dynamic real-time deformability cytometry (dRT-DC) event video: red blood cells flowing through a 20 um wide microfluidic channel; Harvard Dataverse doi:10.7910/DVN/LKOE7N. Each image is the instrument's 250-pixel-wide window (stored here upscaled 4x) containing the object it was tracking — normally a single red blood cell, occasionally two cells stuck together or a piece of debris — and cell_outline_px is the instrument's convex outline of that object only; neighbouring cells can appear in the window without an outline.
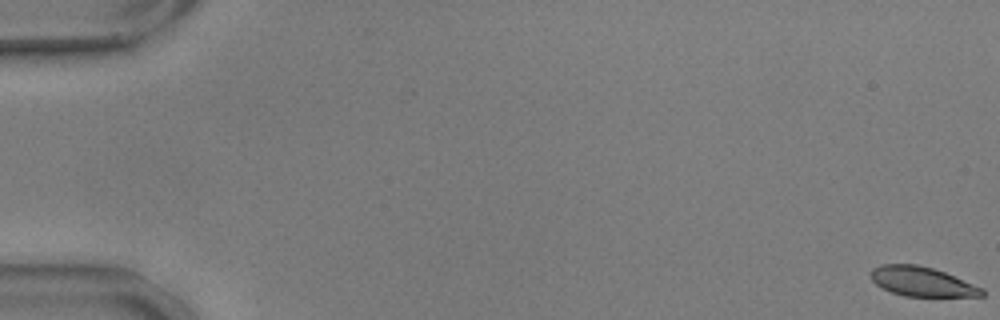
{"species": "common noctule bat (a hibernating species)", "species_latin": "Nyctalus noctula", "temperature_condition": "warm", "stored_images_in_passage": 58, "camera_frame_rate_fps": 3000, "um_per_image_px": 0.085, "animal": {"sex": "male", "body_mass_g": 17.9, "forearm_length_mm": 54.2}, "frame": {"image": 1, "passage_image": 1, "time_ms": 0.0, "image_size_px": [1000, 320], "cell_outline_px": [[984, 296], [904, 296], [892, 292], [876, 284], [872, 280], [868, 272], [872, 268], [880, 264], [916, 264], [932, 268], [944, 272], [984, 288]], "centroid_in_image_um": [78.34, 23.92], "position_along_channel_um": 6.7, "area_um2": 19.07}}
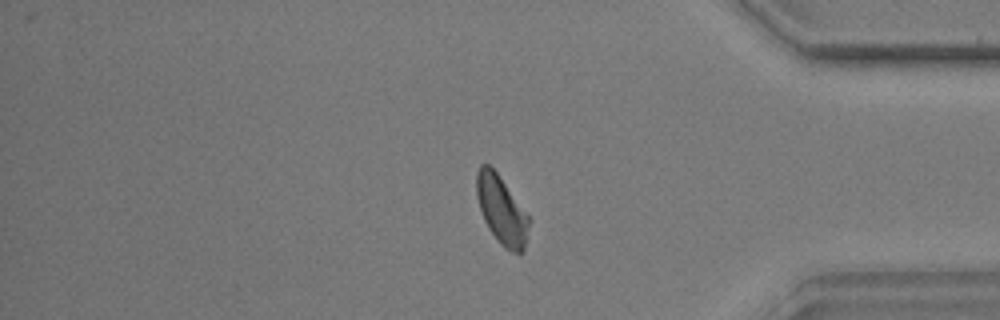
{"frame": {"image": 2, "passage_image": 49, "time_ms": 16.0, "image_size_px": [1000, 320], "cell_outline_px": [[528, 224], [524, 248], [520, 252], [512, 252], [504, 248], [500, 244], [488, 228], [484, 220], [476, 196], [476, 172], [480, 164], [488, 164], [496, 172], [528, 216]], "centroid_in_image_um": [42.58, 17.84], "position_along_channel_um": 392.6, "area_um2": 20.23}}
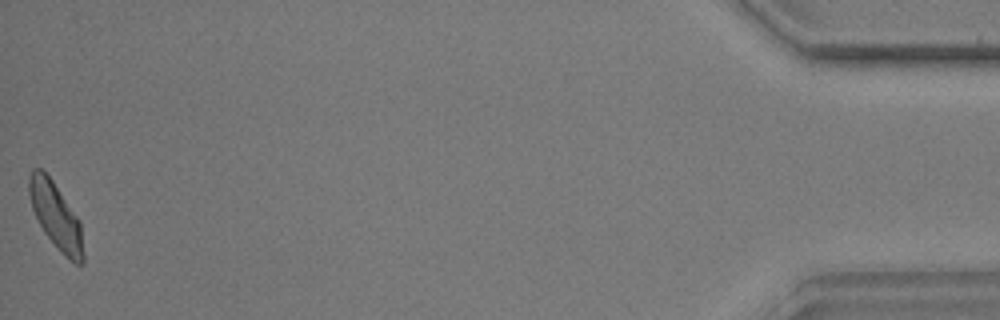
{"frame": {"image": 3, "passage_image": 58, "time_ms": 19.0, "image_size_px": [1000, 320], "cell_outline_px": [[84, 264], [76, 264], [68, 260], [60, 252], [44, 232], [32, 208], [28, 192], [28, 176], [32, 168], [40, 168], [52, 180], [80, 220], [84, 252]], "centroid_in_image_um": [4.76, 18.38], "position_along_channel_um": 430.4, "area_um2": 20.98}, "authors_computed_cell_mechanics": {"area_um2": 20.8947, "velocity_mm_per_s": 3.5675, "shape_relaxation_time_tau1_ms": 6.9861, "shape_relaxation_time_tau2_ms": 2.4406, "deformation_change_tau1": 0.1541, "deformation_change_tau2": 0.0751}}